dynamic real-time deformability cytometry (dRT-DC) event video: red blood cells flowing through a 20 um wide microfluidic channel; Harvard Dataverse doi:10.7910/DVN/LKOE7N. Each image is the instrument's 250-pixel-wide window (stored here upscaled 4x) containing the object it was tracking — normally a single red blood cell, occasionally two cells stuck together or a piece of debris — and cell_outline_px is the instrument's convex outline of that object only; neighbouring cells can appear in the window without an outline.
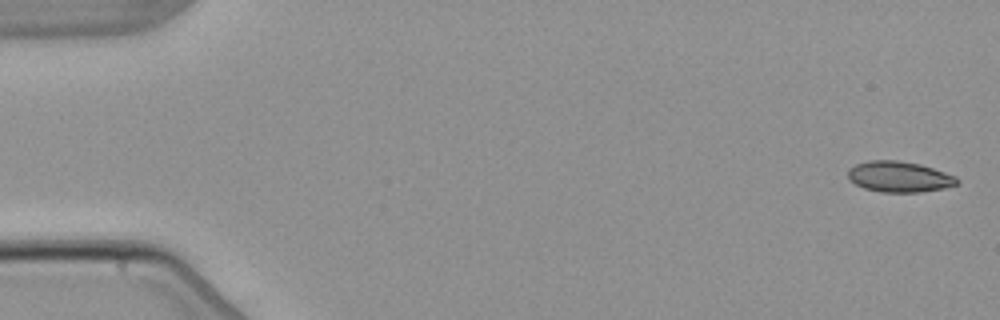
{"species": "common noctule bat (a hibernating species)", "species_latin": "Nyctalus noctula", "temperature_condition": "warm", "stored_images_in_passage": 5, "camera_frame_rate_fps": 3000, "um_per_image_px": 0.085, "animal": {"sex": "male", "body_mass_g": 21.5, "forearm_length_mm": 52.0}, "frame": {"image": 1, "passage_image": 1, "time_ms": 0.0, "image_size_px": [1000, 320], "cell_outline_px": [[960, 180], [956, 184], [944, 188], [920, 192], [880, 192], [864, 188], [848, 180], [848, 168], [856, 164], [868, 160], [896, 160], [920, 164], [956, 176]], "centroid_in_image_um": [76.41, 15.02], "position_along_channel_um": 8.6, "area_um2": 19.59}}